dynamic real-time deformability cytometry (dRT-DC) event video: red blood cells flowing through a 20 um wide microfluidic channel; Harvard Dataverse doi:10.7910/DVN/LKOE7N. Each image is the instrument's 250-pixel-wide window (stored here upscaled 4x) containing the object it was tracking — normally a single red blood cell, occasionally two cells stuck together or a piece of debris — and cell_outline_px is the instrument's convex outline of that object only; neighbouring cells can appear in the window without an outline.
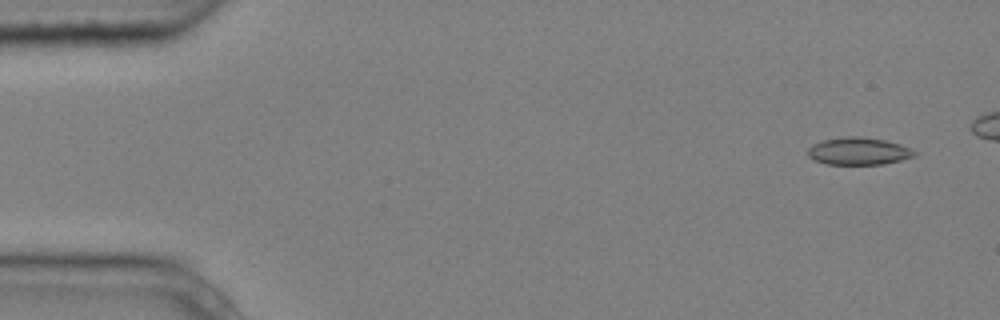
{"species": "common noctule bat (a hibernating species)", "species_latin": "Nyctalus noctula", "temperature_condition": "cold", "stored_images_in_passage": 4, "camera_frame_rate_fps": 3000, "um_per_image_px": 0.085, "animal": {"sex": "male", "body_mass_g": 20.4}, "frame": {"image": 1, "passage_image": 1, "time_ms": 0.0, "image_size_px": [1000, 320], "cell_outline_px": [[916, 156], [884, 164], [828, 164], [816, 160], [808, 156], [808, 148], [812, 144], [824, 140], [848, 136], [852, 136], [884, 140], [900, 144], [912, 148], [916, 152]], "centroid_in_image_um": [73.0, 12.85], "position_along_channel_um": 12.0, "area_um2": 16.82}}